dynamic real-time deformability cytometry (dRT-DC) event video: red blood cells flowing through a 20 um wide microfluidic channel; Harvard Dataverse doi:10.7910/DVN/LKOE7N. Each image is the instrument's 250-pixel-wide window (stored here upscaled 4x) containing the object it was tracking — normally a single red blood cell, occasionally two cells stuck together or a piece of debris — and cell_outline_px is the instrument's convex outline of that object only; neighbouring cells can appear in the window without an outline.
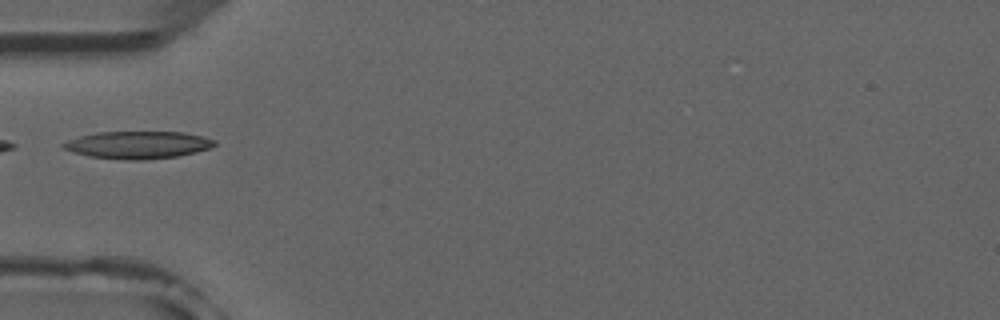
{"species": "common noctule bat (a hibernating species)", "species_latin": "Nyctalus noctula", "temperature_condition": "room temperature", "stored_images_in_passage": 6, "camera_frame_rate_fps": 3000, "um_per_image_px": 0.085, "animal": {"sex": "male", "forearm_length_mm": 52.5}, "frame": {"image": 1, "passage_image": 5, "time_ms": 4.667, "image_size_px": [1000, 320], "cell_outline_px": [[216, 144], [212, 148], [196, 152], [176, 156], [140, 160], [132, 160], [88, 156], [64, 148], [60, 144], [68, 140], [80, 136], [96, 132], [184, 132], [204, 136], [216, 140]], "centroid_in_image_um": [11.77, 12.3], "position_along_channel_um": 73.2, "area_um2": 24.04}}
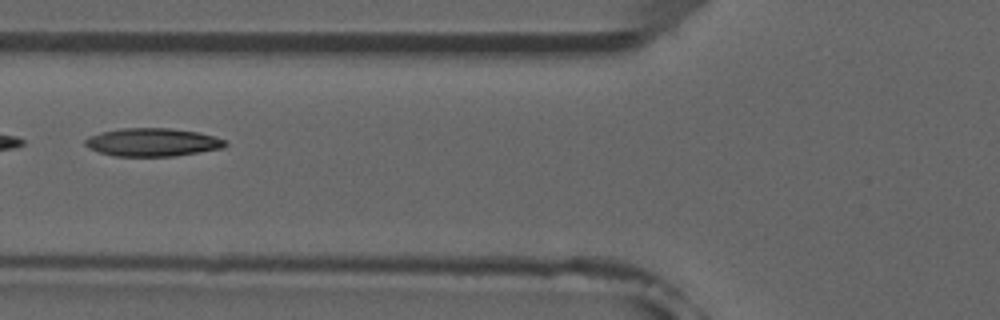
{"frame": {"image": 2, "passage_image": 6, "time_ms": 5.667, "image_size_px": [1000, 320], "cell_outline_px": [[228, 144], [224, 148], [176, 156], [112, 156], [88, 148], [84, 144], [84, 140], [88, 136], [100, 132], [120, 128], [168, 128], [196, 132], [212, 136], [224, 140]], "centroid_in_image_um": [12.92, 12.09], "position_along_channel_um": 112.9, "area_um2": 23.0}}